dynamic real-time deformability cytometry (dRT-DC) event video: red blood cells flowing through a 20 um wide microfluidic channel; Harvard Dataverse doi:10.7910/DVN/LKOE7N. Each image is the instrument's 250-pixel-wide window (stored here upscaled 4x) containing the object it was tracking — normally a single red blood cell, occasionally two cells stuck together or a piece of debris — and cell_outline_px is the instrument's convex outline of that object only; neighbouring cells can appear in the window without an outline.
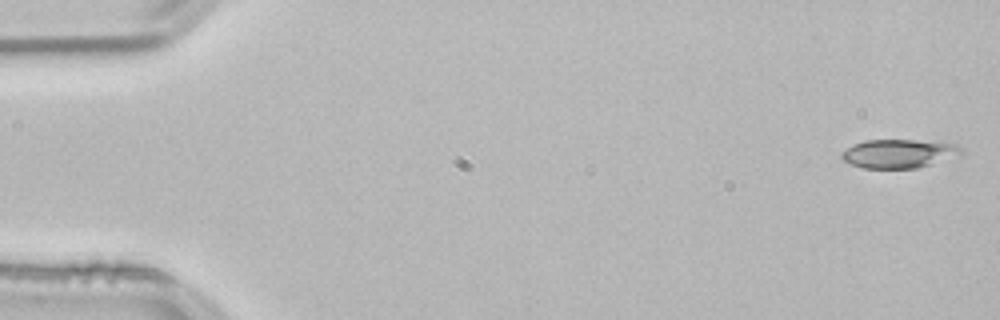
{"species": "common noctule bat (a hibernating species)", "species_latin": "Nyctalus noctula", "temperature_condition": "room temperature", "stored_images_in_passage": 52, "camera_frame_rate_fps": 3000, "um_per_image_px": 0.085, "animal": {"sex": "male", "body_mass_g": 21.5, "forearm_length_mm": 52.0}, "frame": {"image": 1, "passage_image": 1, "time_ms": 0.0, "image_size_px": [1000, 320], "cell_outline_px": [[964, 152], [916, 168], [864, 168], [852, 164], [844, 160], [840, 156], [840, 152], [852, 144], [864, 140], [916, 140], [956, 144]], "centroid_in_image_um": [76.29, 13.04], "position_along_channel_um": 8.7, "area_um2": 19.59}}
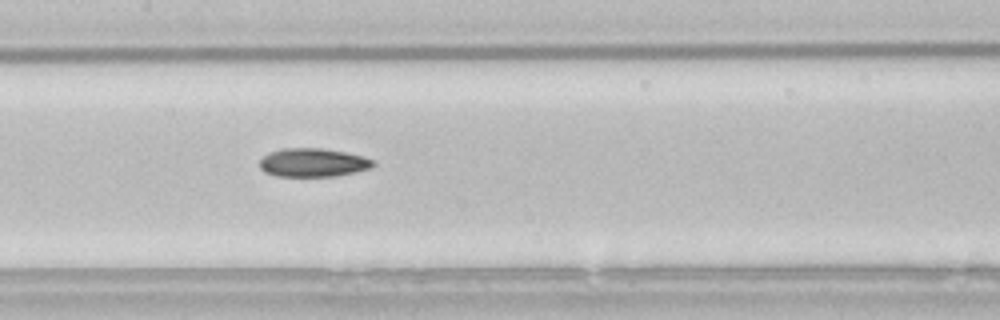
{"frame": {"image": 2, "passage_image": 25, "time_ms": 8.0, "image_size_px": [1000, 320], "cell_outline_px": [[376, 164], [372, 168], [336, 176], [276, 176], [264, 172], [260, 168], [260, 160], [268, 152], [284, 148], [320, 148], [344, 152], [364, 156], [376, 160]], "centroid_in_image_um": [26.63, 13.82], "position_along_channel_um": 180.8, "area_um2": 19.02}}
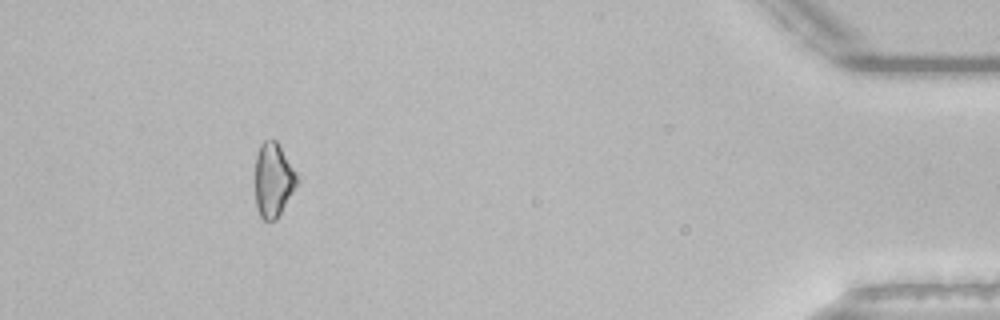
{"frame": {"image": 3, "passage_image": 48, "time_ms": 15.667, "image_size_px": [1000, 320], "cell_outline_px": [[296, 184], [276, 220], [264, 220], [260, 216], [256, 208], [256, 156], [260, 144], [264, 140], [276, 140], [292, 168], [296, 176]], "centroid_in_image_um": [23.18, 15.3], "position_along_channel_um": 412.0, "area_um2": 17.34}, "authors_computed_cell_mechanics": {"area_um2": 18.9584, "velocity_mm_per_s": 3.8409, "shape_relaxation_time_tau1_ms": null, "shape_relaxation_time_tau2_ms": 4.9418, "deformation_change_tau1": null, "deformation_change_tau2": 0.1194}}